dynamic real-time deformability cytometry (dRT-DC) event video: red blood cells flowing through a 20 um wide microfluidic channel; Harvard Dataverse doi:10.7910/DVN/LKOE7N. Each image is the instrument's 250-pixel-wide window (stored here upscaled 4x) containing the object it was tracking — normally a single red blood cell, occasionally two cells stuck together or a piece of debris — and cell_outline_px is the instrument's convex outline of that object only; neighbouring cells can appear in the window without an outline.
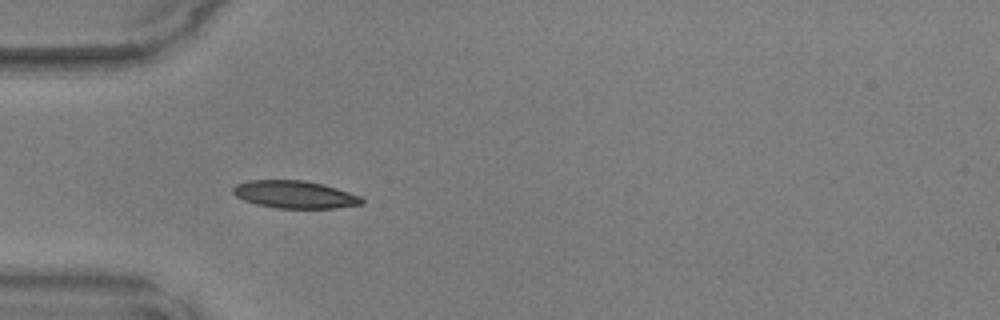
{"species": "common noctule bat (a hibernating species)", "species_latin": "Nyctalus noctula", "temperature_condition": "warm", "stored_images_in_passage": 34, "camera_frame_rate_fps": 3000, "um_per_image_px": 0.085, "animal": {"sex": "male", "body_mass_g": 17.9, "forearm_length_mm": 54.2}, "frame": {"image": 1, "passage_image": 1, "time_ms": 0.0, "image_size_px": [1000, 320], "cell_outline_px": [[364, 204], [336, 208], [276, 208], [256, 204], [244, 200], [236, 196], [232, 192], [232, 188], [236, 184], [248, 180], [304, 180], [324, 184], [360, 196], [364, 200]], "centroid_in_image_um": [25.05, 16.53], "position_along_channel_um": 60.0, "area_um2": 20.75}}
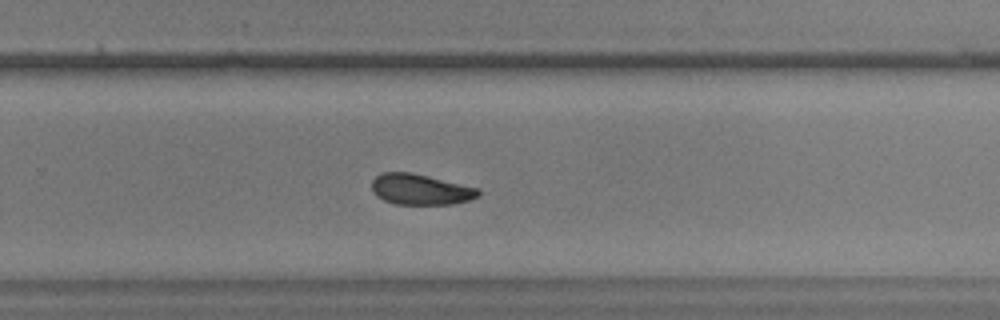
{"frame": {"image": 2, "passage_image": 18, "time_ms": 5.667, "image_size_px": [1000, 320], "cell_outline_px": [[480, 196], [468, 200], [452, 204], [396, 204], [384, 200], [376, 196], [372, 192], [372, 180], [380, 172], [408, 172], [428, 176], [480, 188]], "centroid_in_image_um": [35.73, 16.1], "position_along_channel_um": 294.1, "area_um2": 19.13}}
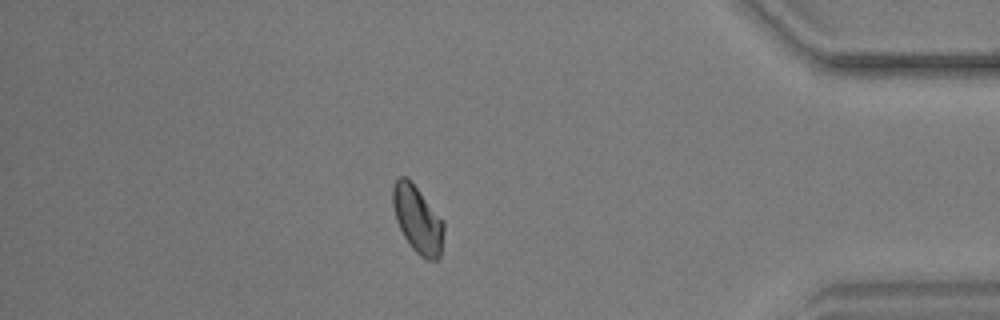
{"frame": {"image": 3, "passage_image": 28, "time_ms": 9.0, "image_size_px": [1000, 320], "cell_outline_px": [[444, 232], [440, 256], [436, 260], [428, 260], [420, 256], [412, 248], [404, 236], [396, 220], [392, 204], [392, 188], [396, 180], [400, 176], [404, 176], [416, 188], [444, 220]], "centroid_in_image_um": [35.5, 18.68], "position_along_channel_um": 399.7, "area_um2": 19.71}}